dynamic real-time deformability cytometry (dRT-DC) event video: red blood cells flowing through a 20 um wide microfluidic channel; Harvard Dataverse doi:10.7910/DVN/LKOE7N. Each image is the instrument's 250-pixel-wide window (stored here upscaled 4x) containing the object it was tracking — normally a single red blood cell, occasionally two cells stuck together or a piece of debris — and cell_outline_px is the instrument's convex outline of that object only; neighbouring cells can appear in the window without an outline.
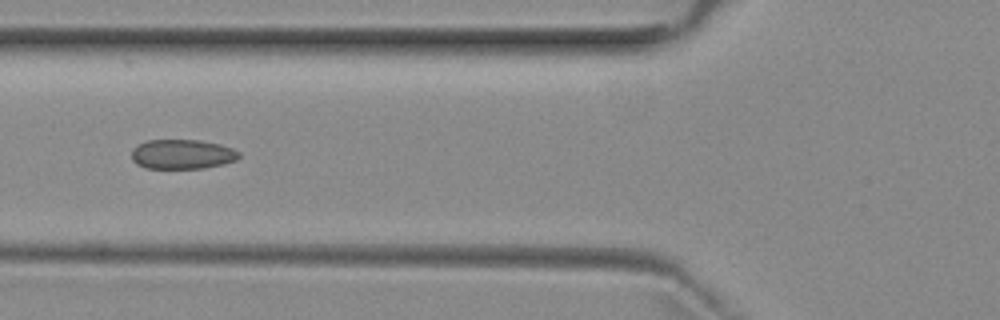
{"species": "common noctule bat (a hibernating species)", "species_latin": "Nyctalus noctula", "temperature_condition": "room temperature", "stored_images_in_passage": 6, "camera_frame_rate_fps": 3000, "um_per_image_px": 0.085, "animal": {"sex": "female", "body_mass_g": 29.2, "forearm_length_mm": 56.3}, "frame": {"image": 1, "passage_image": 6, "time_ms": 6.667, "image_size_px": [1000, 320], "cell_outline_px": [[240, 156], [236, 160], [224, 164], [204, 168], [144, 168], [136, 164], [132, 160], [132, 148], [148, 140], [196, 140], [220, 144], [232, 148], [240, 152]], "centroid_in_image_um": [15.49, 13.11], "position_along_channel_um": 110.3, "area_um2": 18.55}}